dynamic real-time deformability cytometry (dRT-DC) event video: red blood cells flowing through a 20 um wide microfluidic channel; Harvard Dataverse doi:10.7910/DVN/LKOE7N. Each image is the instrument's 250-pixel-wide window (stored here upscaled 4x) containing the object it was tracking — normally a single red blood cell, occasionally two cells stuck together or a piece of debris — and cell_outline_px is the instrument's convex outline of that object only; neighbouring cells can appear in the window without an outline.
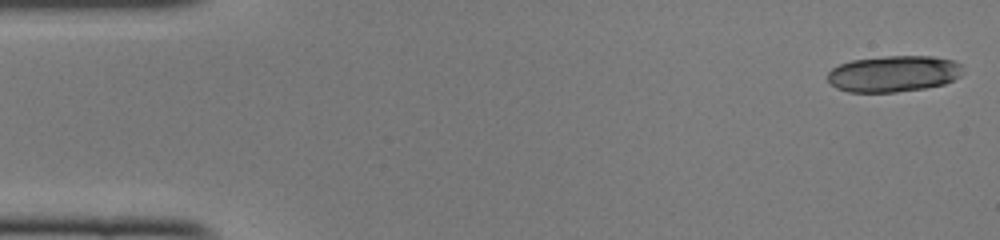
{"species": "common noctule bat (a hibernating species)", "species_latin": "Nyctalus noctula", "temperature_condition": "cold", "stored_images_in_passage": 15, "camera_frame_rate_fps": 3000, "um_per_image_px": 0.085, "animal": {"sex": "female", "body_mass_g": 22.0, "forearm_length_mm": 56.7}, "frame": {"image": 1, "passage_image": 1, "time_ms": 0.0, "image_size_px": [1000, 240], "cell_outline_px": [[964, 72], [960, 76], [944, 84], [924, 88], [896, 92], [848, 92], [836, 88], [828, 80], [828, 72], [832, 68], [840, 64], [852, 60], [888, 56], [932, 56], [956, 60], [960, 64]], "centroid_in_image_um": [75.98, 6.26], "position_along_channel_um": 9.0, "area_um2": 28.67}}